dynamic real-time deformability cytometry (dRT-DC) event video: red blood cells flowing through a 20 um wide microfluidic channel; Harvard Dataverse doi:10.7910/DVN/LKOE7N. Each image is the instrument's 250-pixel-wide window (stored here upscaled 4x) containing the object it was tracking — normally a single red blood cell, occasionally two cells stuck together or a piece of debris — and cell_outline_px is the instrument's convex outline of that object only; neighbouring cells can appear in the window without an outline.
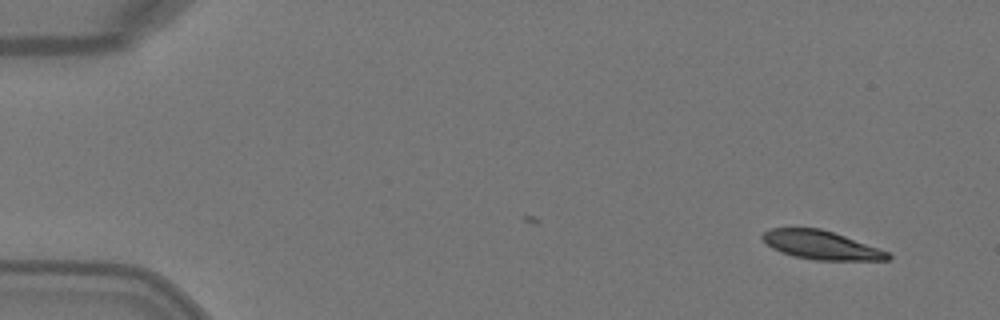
{"species": "Egyptian fruit bat (a non-hibernating species)", "species_latin": "Rousettus aegyptiacus", "temperature_condition": "warm", "stored_images_in_passage": 4, "camera_frame_rate_fps": 3000, "um_per_image_px": 0.085, "animal": {"sex": "female"}, "frame": {"image": 1, "passage_image": 1, "time_ms": 0.0, "image_size_px": [1000, 320], "cell_outline_px": [[892, 256], [888, 260], [816, 260], [796, 256], [772, 248], [760, 236], [764, 232], [772, 228], [820, 228], [844, 236], [888, 252]], "centroid_in_image_um": [69.79, 20.83], "position_along_channel_um": 15.2, "area_um2": 20.4}}